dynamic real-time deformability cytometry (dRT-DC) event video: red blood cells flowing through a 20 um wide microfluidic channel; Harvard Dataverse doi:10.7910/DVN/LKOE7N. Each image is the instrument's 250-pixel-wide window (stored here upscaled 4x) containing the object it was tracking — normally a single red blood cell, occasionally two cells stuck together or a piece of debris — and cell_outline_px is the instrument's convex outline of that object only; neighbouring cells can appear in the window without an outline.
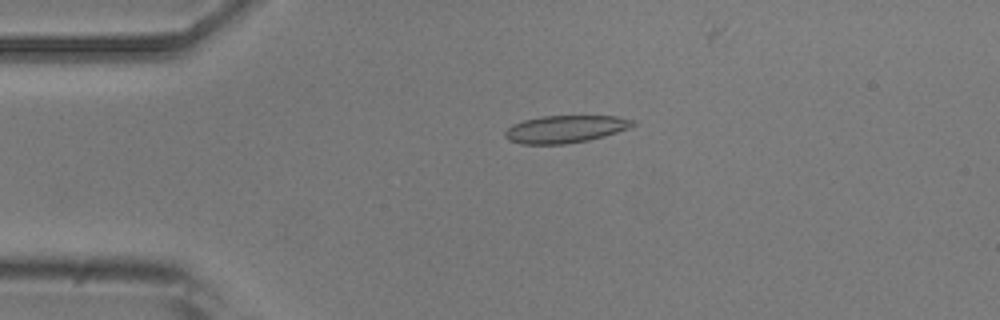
{"species": "common noctule bat (a hibernating species)", "species_latin": "Nyctalus noctula", "temperature_condition": "room temperature", "stored_images_in_passage": 3, "camera_frame_rate_fps": 3000, "um_per_image_px": 0.085, "animal": {"sex": "male", "body_mass_g": 20.5, "forearm_length_mm": 52.5}, "frame": {"image": 1, "passage_image": 2, "time_ms": 1.333, "image_size_px": [1000, 320], "cell_outline_px": [[636, 124], [628, 128], [604, 136], [588, 140], [564, 144], [520, 144], [508, 140], [504, 136], [504, 132], [512, 124], [524, 120], [544, 116], [616, 116], [636, 120]], "centroid_in_image_um": [48.04, 10.97], "position_along_channel_um": 37.0, "area_um2": 20.4}}